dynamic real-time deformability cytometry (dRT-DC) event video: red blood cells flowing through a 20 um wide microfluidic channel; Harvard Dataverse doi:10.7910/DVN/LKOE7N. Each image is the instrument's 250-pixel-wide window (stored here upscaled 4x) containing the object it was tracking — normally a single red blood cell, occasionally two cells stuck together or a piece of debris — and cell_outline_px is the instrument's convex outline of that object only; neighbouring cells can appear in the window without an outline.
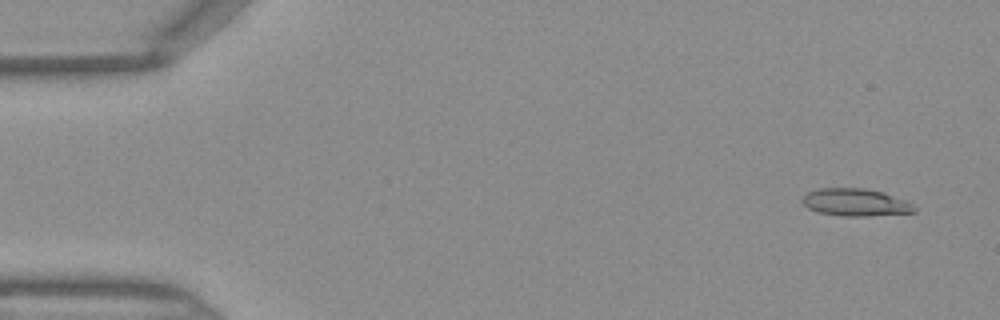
{"species": "Egyptian fruit bat (a non-hibernating species)", "species_latin": "Rousettus aegyptiacus", "temperature_condition": "warm", "stored_images_in_passage": 46, "camera_frame_rate_fps": 3000, "um_per_image_px": 0.085, "frame": {"image": 1, "passage_image": 3, "time_ms": 0.667, "image_size_px": [1000, 320], "cell_outline_px": [[916, 212], [868, 216], [840, 216], [820, 212], [808, 208], [800, 200], [808, 192], [820, 188], [864, 188], [884, 192], [904, 200], [912, 204], [916, 208]], "centroid_in_image_um": [72.72, 17.2], "position_along_channel_um": 12.3, "area_um2": 17.86}}
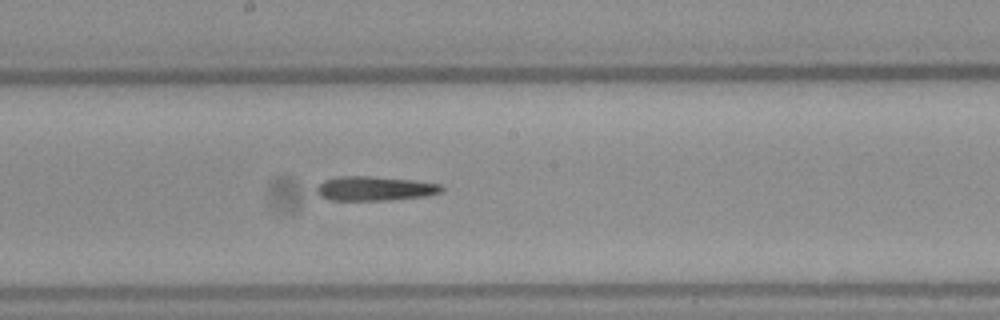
{"frame": {"image": 2, "passage_image": 25, "time_ms": 8.0, "image_size_px": [1000, 320], "cell_outline_px": [[444, 188], [440, 192], [428, 196], [388, 200], [332, 200], [320, 196], [316, 192], [316, 188], [324, 180], [336, 176], [372, 176], [412, 180], [440, 184]], "centroid_in_image_um": [31.84, 16.02], "position_along_channel_um": 216.4, "area_um2": 17.74}}
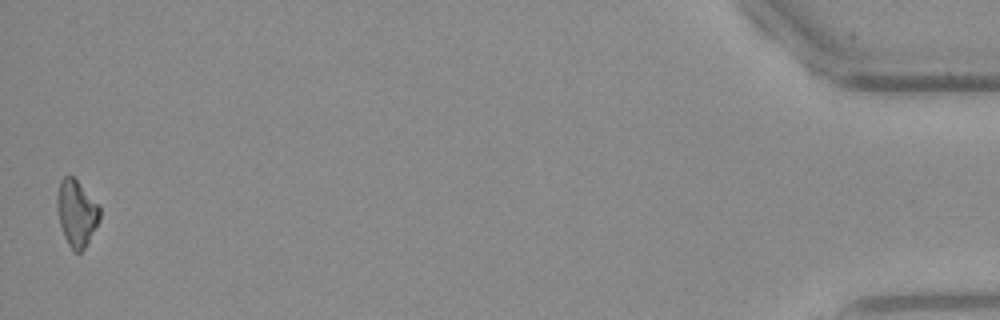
{"frame": {"image": 3, "passage_image": 46, "time_ms": 15.0, "image_size_px": [1000, 320], "cell_outline_px": [[100, 220], [84, 248], [80, 252], [72, 252], [64, 236], [60, 224], [56, 208], [56, 196], [60, 180], [64, 176], [72, 176], [76, 180], [100, 208]], "centroid_in_image_um": [6.47, 18.13], "position_along_channel_um": 428.7, "area_um2": 16.3}}